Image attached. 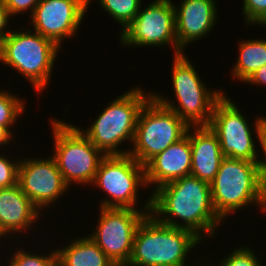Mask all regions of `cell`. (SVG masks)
<instances>
[{"label":"cell","mask_w":266,"mask_h":266,"mask_svg":"<svg viewBox=\"0 0 266 266\" xmlns=\"http://www.w3.org/2000/svg\"><path fill=\"white\" fill-rule=\"evenodd\" d=\"M151 192L150 214L162 224L188 229L202 240L207 234L214 238L215 229L222 225L212 203L210 184L205 181L189 175Z\"/></svg>","instance_id":"cell-1"},{"label":"cell","mask_w":266,"mask_h":266,"mask_svg":"<svg viewBox=\"0 0 266 266\" xmlns=\"http://www.w3.org/2000/svg\"><path fill=\"white\" fill-rule=\"evenodd\" d=\"M210 188L214 209L222 221L251 204L264 213L266 181L259 162L225 157Z\"/></svg>","instance_id":"cell-2"},{"label":"cell","mask_w":266,"mask_h":266,"mask_svg":"<svg viewBox=\"0 0 266 266\" xmlns=\"http://www.w3.org/2000/svg\"><path fill=\"white\" fill-rule=\"evenodd\" d=\"M202 241L192 231L162 224L148 214L136 230L128 264L186 266L189 252Z\"/></svg>","instance_id":"cell-3"},{"label":"cell","mask_w":266,"mask_h":266,"mask_svg":"<svg viewBox=\"0 0 266 266\" xmlns=\"http://www.w3.org/2000/svg\"><path fill=\"white\" fill-rule=\"evenodd\" d=\"M174 55L172 82L176 102L167 100L159 93L152 96L163 106L171 109L189 127L209 126L215 104L225 95L219 89H207L200 80L192 61L184 55Z\"/></svg>","instance_id":"cell-4"},{"label":"cell","mask_w":266,"mask_h":266,"mask_svg":"<svg viewBox=\"0 0 266 266\" xmlns=\"http://www.w3.org/2000/svg\"><path fill=\"white\" fill-rule=\"evenodd\" d=\"M151 96V91L130 88L109 102L87 130L79 129L105 155L128 154L129 150L118 147L122 142H133L139 112Z\"/></svg>","instance_id":"cell-5"},{"label":"cell","mask_w":266,"mask_h":266,"mask_svg":"<svg viewBox=\"0 0 266 266\" xmlns=\"http://www.w3.org/2000/svg\"><path fill=\"white\" fill-rule=\"evenodd\" d=\"M23 29L11 31L0 43V62L25 76L41 94L51 81L54 62L61 48L38 32Z\"/></svg>","instance_id":"cell-6"},{"label":"cell","mask_w":266,"mask_h":266,"mask_svg":"<svg viewBox=\"0 0 266 266\" xmlns=\"http://www.w3.org/2000/svg\"><path fill=\"white\" fill-rule=\"evenodd\" d=\"M54 158L65 183L92 184L102 159L106 156L95 147L77 126L52 119Z\"/></svg>","instance_id":"cell-7"},{"label":"cell","mask_w":266,"mask_h":266,"mask_svg":"<svg viewBox=\"0 0 266 266\" xmlns=\"http://www.w3.org/2000/svg\"><path fill=\"white\" fill-rule=\"evenodd\" d=\"M189 126L151 96L141 108L128 154L145 166L153 157L186 136Z\"/></svg>","instance_id":"cell-8"},{"label":"cell","mask_w":266,"mask_h":266,"mask_svg":"<svg viewBox=\"0 0 266 266\" xmlns=\"http://www.w3.org/2000/svg\"><path fill=\"white\" fill-rule=\"evenodd\" d=\"M91 185L108 195L100 201V207L138 210V189L147 187L145 166L129 154L106 155Z\"/></svg>","instance_id":"cell-9"},{"label":"cell","mask_w":266,"mask_h":266,"mask_svg":"<svg viewBox=\"0 0 266 266\" xmlns=\"http://www.w3.org/2000/svg\"><path fill=\"white\" fill-rule=\"evenodd\" d=\"M99 209L96 230L87 236L113 263H128L136 230L142 220L150 214L151 197L145 201L142 210L102 207Z\"/></svg>","instance_id":"cell-10"},{"label":"cell","mask_w":266,"mask_h":266,"mask_svg":"<svg viewBox=\"0 0 266 266\" xmlns=\"http://www.w3.org/2000/svg\"><path fill=\"white\" fill-rule=\"evenodd\" d=\"M119 39L123 47L165 46L174 48V55L183 53L176 36L174 3L171 0H153L135 19L121 31Z\"/></svg>","instance_id":"cell-11"},{"label":"cell","mask_w":266,"mask_h":266,"mask_svg":"<svg viewBox=\"0 0 266 266\" xmlns=\"http://www.w3.org/2000/svg\"><path fill=\"white\" fill-rule=\"evenodd\" d=\"M250 126L246 116L225 93L215 104L209 124L225 157L259 162L260 151H257Z\"/></svg>","instance_id":"cell-12"},{"label":"cell","mask_w":266,"mask_h":266,"mask_svg":"<svg viewBox=\"0 0 266 266\" xmlns=\"http://www.w3.org/2000/svg\"><path fill=\"white\" fill-rule=\"evenodd\" d=\"M23 159V160H22ZM18 184L22 192L43 212L69 190L59 168L51 156L48 158H21Z\"/></svg>","instance_id":"cell-13"},{"label":"cell","mask_w":266,"mask_h":266,"mask_svg":"<svg viewBox=\"0 0 266 266\" xmlns=\"http://www.w3.org/2000/svg\"><path fill=\"white\" fill-rule=\"evenodd\" d=\"M88 8L83 0H40L30 25L61 48L65 38L75 37Z\"/></svg>","instance_id":"cell-14"},{"label":"cell","mask_w":266,"mask_h":266,"mask_svg":"<svg viewBox=\"0 0 266 266\" xmlns=\"http://www.w3.org/2000/svg\"><path fill=\"white\" fill-rule=\"evenodd\" d=\"M174 4L176 36L179 49L184 52L188 44L202 40L212 32L217 21L215 0H181Z\"/></svg>","instance_id":"cell-15"},{"label":"cell","mask_w":266,"mask_h":266,"mask_svg":"<svg viewBox=\"0 0 266 266\" xmlns=\"http://www.w3.org/2000/svg\"><path fill=\"white\" fill-rule=\"evenodd\" d=\"M191 165L190 139L186 135L153 157L145 165L146 185H155V190L164 184L189 176Z\"/></svg>","instance_id":"cell-16"},{"label":"cell","mask_w":266,"mask_h":266,"mask_svg":"<svg viewBox=\"0 0 266 266\" xmlns=\"http://www.w3.org/2000/svg\"><path fill=\"white\" fill-rule=\"evenodd\" d=\"M41 210L22 192L19 184L0 189V233L5 238L30 229L39 218ZM40 215V216H39Z\"/></svg>","instance_id":"cell-17"},{"label":"cell","mask_w":266,"mask_h":266,"mask_svg":"<svg viewBox=\"0 0 266 266\" xmlns=\"http://www.w3.org/2000/svg\"><path fill=\"white\" fill-rule=\"evenodd\" d=\"M186 135L192 153L190 175L210 184L225 158L218 137L209 126L189 127Z\"/></svg>","instance_id":"cell-18"},{"label":"cell","mask_w":266,"mask_h":266,"mask_svg":"<svg viewBox=\"0 0 266 266\" xmlns=\"http://www.w3.org/2000/svg\"><path fill=\"white\" fill-rule=\"evenodd\" d=\"M58 266H113L111 259L85 235L75 238L64 248H56Z\"/></svg>","instance_id":"cell-19"},{"label":"cell","mask_w":266,"mask_h":266,"mask_svg":"<svg viewBox=\"0 0 266 266\" xmlns=\"http://www.w3.org/2000/svg\"><path fill=\"white\" fill-rule=\"evenodd\" d=\"M238 47L239 57L231 73L235 79L245 82L257 69L266 65V40H242Z\"/></svg>","instance_id":"cell-20"},{"label":"cell","mask_w":266,"mask_h":266,"mask_svg":"<svg viewBox=\"0 0 266 266\" xmlns=\"http://www.w3.org/2000/svg\"><path fill=\"white\" fill-rule=\"evenodd\" d=\"M93 1V0H91ZM99 5L116 22L122 26L123 31L140 11L143 0H98Z\"/></svg>","instance_id":"cell-21"},{"label":"cell","mask_w":266,"mask_h":266,"mask_svg":"<svg viewBox=\"0 0 266 266\" xmlns=\"http://www.w3.org/2000/svg\"><path fill=\"white\" fill-rule=\"evenodd\" d=\"M23 99L17 97L14 93L0 90V125L4 126L11 134V126L15 125L17 119L25 111ZM11 128V129H10Z\"/></svg>","instance_id":"cell-22"},{"label":"cell","mask_w":266,"mask_h":266,"mask_svg":"<svg viewBox=\"0 0 266 266\" xmlns=\"http://www.w3.org/2000/svg\"><path fill=\"white\" fill-rule=\"evenodd\" d=\"M33 254L30 251L16 250L11 259L8 262V266H56L57 265V256L56 250H50V253Z\"/></svg>","instance_id":"cell-23"},{"label":"cell","mask_w":266,"mask_h":266,"mask_svg":"<svg viewBox=\"0 0 266 266\" xmlns=\"http://www.w3.org/2000/svg\"><path fill=\"white\" fill-rule=\"evenodd\" d=\"M252 249L249 246L238 247L221 262L219 261L218 266H263L257 258V253Z\"/></svg>","instance_id":"cell-24"},{"label":"cell","mask_w":266,"mask_h":266,"mask_svg":"<svg viewBox=\"0 0 266 266\" xmlns=\"http://www.w3.org/2000/svg\"><path fill=\"white\" fill-rule=\"evenodd\" d=\"M242 15L246 25H261L266 28V0H243Z\"/></svg>","instance_id":"cell-25"},{"label":"cell","mask_w":266,"mask_h":266,"mask_svg":"<svg viewBox=\"0 0 266 266\" xmlns=\"http://www.w3.org/2000/svg\"><path fill=\"white\" fill-rule=\"evenodd\" d=\"M5 154L0 155V189L18 184L19 160H9Z\"/></svg>","instance_id":"cell-26"},{"label":"cell","mask_w":266,"mask_h":266,"mask_svg":"<svg viewBox=\"0 0 266 266\" xmlns=\"http://www.w3.org/2000/svg\"><path fill=\"white\" fill-rule=\"evenodd\" d=\"M255 123H254V130L255 133L257 134V139H258V143H260V147L262 148V152L264 154L265 159H260L259 160V164L261 167V172L262 175L266 181V117H262V116H258L255 119Z\"/></svg>","instance_id":"cell-27"},{"label":"cell","mask_w":266,"mask_h":266,"mask_svg":"<svg viewBox=\"0 0 266 266\" xmlns=\"http://www.w3.org/2000/svg\"><path fill=\"white\" fill-rule=\"evenodd\" d=\"M40 0H2L10 16H18V14H24L28 9L32 15L35 7Z\"/></svg>","instance_id":"cell-28"},{"label":"cell","mask_w":266,"mask_h":266,"mask_svg":"<svg viewBox=\"0 0 266 266\" xmlns=\"http://www.w3.org/2000/svg\"><path fill=\"white\" fill-rule=\"evenodd\" d=\"M11 18L2 0H0V43L11 33L10 29L6 30L9 19Z\"/></svg>","instance_id":"cell-29"},{"label":"cell","mask_w":266,"mask_h":266,"mask_svg":"<svg viewBox=\"0 0 266 266\" xmlns=\"http://www.w3.org/2000/svg\"><path fill=\"white\" fill-rule=\"evenodd\" d=\"M245 83L255 84V86H266V65L257 69L246 81Z\"/></svg>","instance_id":"cell-30"},{"label":"cell","mask_w":266,"mask_h":266,"mask_svg":"<svg viewBox=\"0 0 266 266\" xmlns=\"http://www.w3.org/2000/svg\"><path fill=\"white\" fill-rule=\"evenodd\" d=\"M12 134L2 125H0V147L8 146L12 141Z\"/></svg>","instance_id":"cell-31"},{"label":"cell","mask_w":266,"mask_h":266,"mask_svg":"<svg viewBox=\"0 0 266 266\" xmlns=\"http://www.w3.org/2000/svg\"><path fill=\"white\" fill-rule=\"evenodd\" d=\"M113 266H133V265H130L128 263H114Z\"/></svg>","instance_id":"cell-32"},{"label":"cell","mask_w":266,"mask_h":266,"mask_svg":"<svg viewBox=\"0 0 266 266\" xmlns=\"http://www.w3.org/2000/svg\"><path fill=\"white\" fill-rule=\"evenodd\" d=\"M88 6L91 4V0H83Z\"/></svg>","instance_id":"cell-33"},{"label":"cell","mask_w":266,"mask_h":266,"mask_svg":"<svg viewBox=\"0 0 266 266\" xmlns=\"http://www.w3.org/2000/svg\"><path fill=\"white\" fill-rule=\"evenodd\" d=\"M266 212V195H265V206H264V213Z\"/></svg>","instance_id":"cell-34"}]
</instances>
